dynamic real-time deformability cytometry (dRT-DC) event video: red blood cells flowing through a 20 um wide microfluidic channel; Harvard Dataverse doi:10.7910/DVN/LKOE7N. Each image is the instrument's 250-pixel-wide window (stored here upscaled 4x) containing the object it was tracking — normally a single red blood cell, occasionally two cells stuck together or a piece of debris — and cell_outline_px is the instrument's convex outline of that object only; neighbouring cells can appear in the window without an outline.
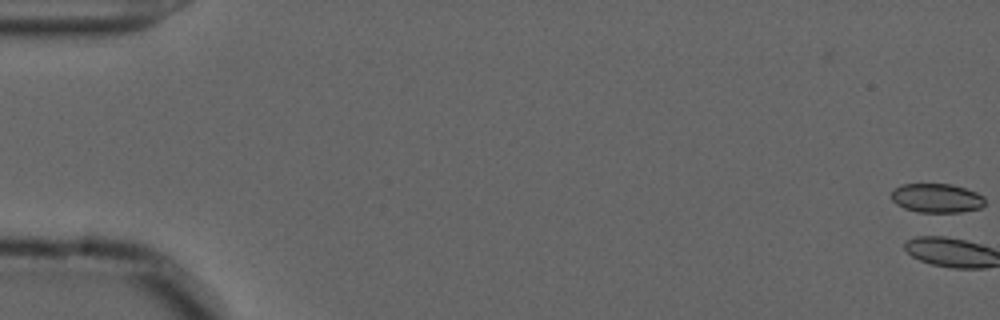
{"species": "common noctule bat (a hibernating species)", "species_latin": "Nyctalus noctula", "temperature_condition": "cold", "stored_images_in_passage": 58, "camera_frame_rate_fps": 3000, "um_per_image_px": 0.085, "animal": {"sex": "male", "forearm_length_mm": 52.5}, "frame": {"image": 1, "passage_image": 1, "time_ms": 0.0, "image_size_px": [1000, 320], "cell_outline_px": [[984, 204], [980, 208], [960, 212], [920, 212], [904, 208], [896, 204], [892, 200], [892, 188], [900, 184], [952, 184], [976, 192], [984, 196]], "centroid_in_image_um": [79.59, 16.83], "position_along_channel_um": 5.4, "area_um2": 15.9}}